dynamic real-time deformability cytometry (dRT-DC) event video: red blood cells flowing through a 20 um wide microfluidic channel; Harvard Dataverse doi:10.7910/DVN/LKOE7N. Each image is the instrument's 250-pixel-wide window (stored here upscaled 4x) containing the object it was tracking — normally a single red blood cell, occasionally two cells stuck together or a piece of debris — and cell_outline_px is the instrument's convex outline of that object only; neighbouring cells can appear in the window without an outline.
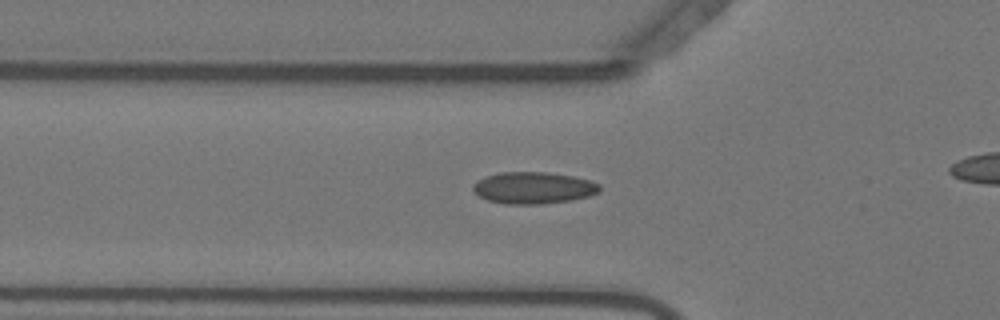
{"species": "Egyptian fruit bat (a non-hibernating species)", "species_latin": "Rousettus aegyptiacus", "temperature_condition": "warm", "stored_images_in_passage": 46, "camera_frame_rate_fps": 3000, "um_per_image_px": 0.085, "animal": {"sex": "female"}, "frame": {"image": 1, "passage_image": 19, "time_ms": 6.0, "image_size_px": [1000, 320], "cell_outline_px": [[600, 192], [588, 196], [572, 200], [540, 204], [504, 204], [488, 200], [480, 196], [472, 188], [472, 184], [476, 180], [484, 176], [500, 172], [548, 172], [572, 176], [592, 180], [600, 184]], "centroid_in_image_um": [45.34, 15.96], "position_along_channel_um": 80.5, "area_um2": 23.64}}
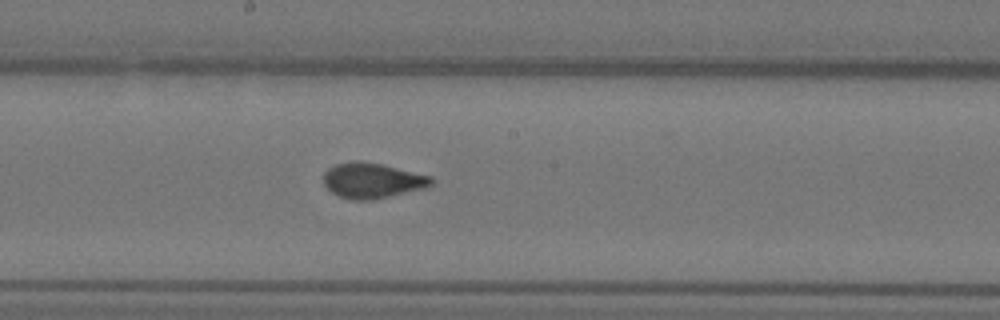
{"frame": {"image": 2, "passage_image": 30, "time_ms": 9.667, "image_size_px": [1000, 320], "cell_outline_px": [[432, 184], [424, 188], [372, 200], [348, 200], [332, 192], [324, 184], [324, 172], [328, 168], [336, 164], [356, 160], [360, 160], [380, 164], [432, 176]], "centroid_in_image_um": [31.61, 15.34], "position_along_channel_um": 216.6, "area_um2": 22.02}}
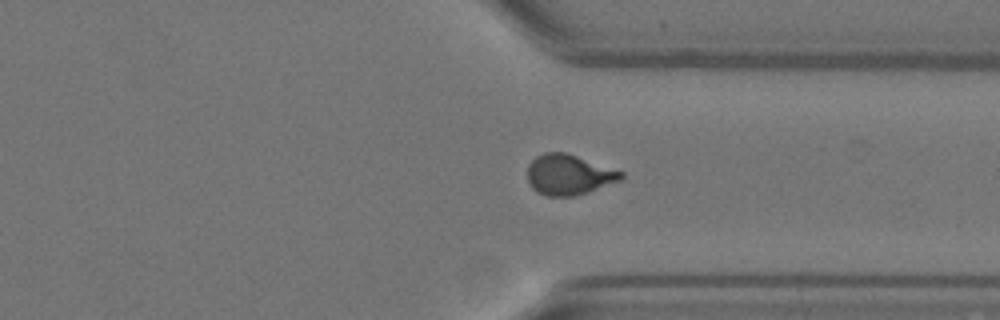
{"frame": {"image": 3, "passage_image": 42, "time_ms": 13.667, "image_size_px": [1000, 320], "cell_outline_px": [[624, 176], [620, 180], [576, 196], [548, 196], [536, 192], [532, 188], [528, 180], [528, 164], [536, 156], [544, 152], [568, 152], [624, 172]], "centroid_in_image_um": [48.34, 14.83], "position_along_channel_um": 363.1, "area_um2": 22.14}}